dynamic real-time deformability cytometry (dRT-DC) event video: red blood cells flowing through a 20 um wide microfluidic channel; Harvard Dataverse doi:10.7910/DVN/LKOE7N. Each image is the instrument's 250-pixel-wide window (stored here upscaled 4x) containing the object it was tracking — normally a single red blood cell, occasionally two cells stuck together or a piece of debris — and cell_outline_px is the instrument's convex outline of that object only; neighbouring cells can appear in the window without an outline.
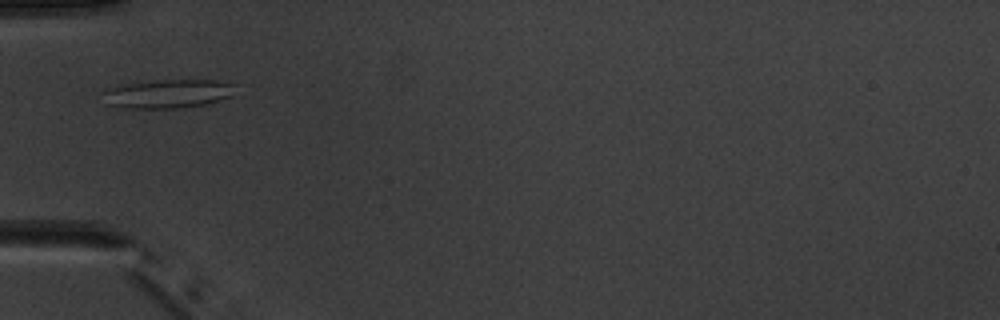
{"species": "common noctule bat (a hibernating species)", "species_latin": "Nyctalus noctula", "temperature_condition": "warm", "stored_images_in_passage": 3, "camera_frame_rate_fps": 3000, "um_per_image_px": 0.085, "animal": {"sex": "male", "body_mass_g": 20.1, "forearm_length_mm": 53.5}, "frame": {"image": 1, "passage_image": 3, "time_ms": 2.333, "image_size_px": [1000, 320], "cell_outline_px": [[236, 84], [232, 96], [220, 100], [204, 104], [176, 108], [120, 108], [108, 104], [100, 92], [104, 88], [120, 84], [160, 80], [212, 80]], "centroid_in_image_um": [14.2, 7.96], "position_along_channel_um": 70.8, "area_um2": 22.37}}